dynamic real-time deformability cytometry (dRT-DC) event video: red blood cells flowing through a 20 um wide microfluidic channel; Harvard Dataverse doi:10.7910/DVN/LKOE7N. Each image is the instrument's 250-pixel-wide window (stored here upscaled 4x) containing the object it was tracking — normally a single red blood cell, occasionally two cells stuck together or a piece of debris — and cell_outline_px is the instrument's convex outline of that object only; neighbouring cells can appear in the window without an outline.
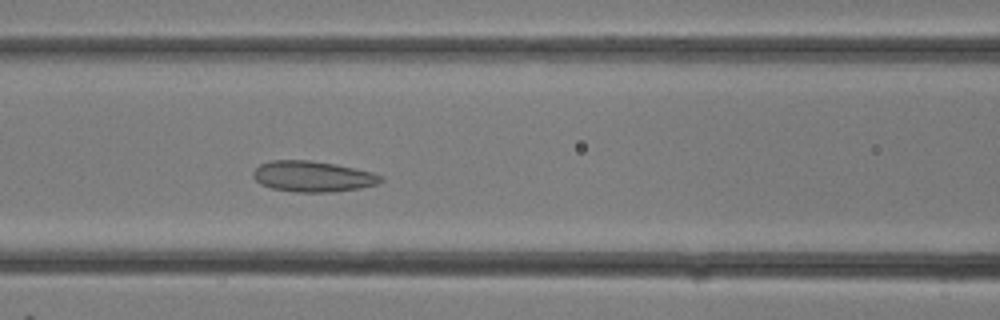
{"species": "common noctule bat (a hibernating species)", "species_latin": "Nyctalus noctula", "temperature_condition": "room temperature", "stored_images_in_passage": 11, "camera_frame_rate_fps": 3000, "um_per_image_px": 0.085, "animal": {"sex": "female"}, "frame": {"image": 1, "passage_image": 11, "time_ms": 3.333, "image_size_px": [1000, 320], "cell_outline_px": [[384, 180], [376, 184], [360, 188], [332, 192], [296, 192], [272, 188], [260, 184], [252, 176], [252, 172], [260, 164], [272, 160], [312, 160], [336, 164], [372, 172], [384, 176]], "centroid_in_image_um": [26.59, 14.99], "position_along_channel_um": 140.0, "area_um2": 23.0}}